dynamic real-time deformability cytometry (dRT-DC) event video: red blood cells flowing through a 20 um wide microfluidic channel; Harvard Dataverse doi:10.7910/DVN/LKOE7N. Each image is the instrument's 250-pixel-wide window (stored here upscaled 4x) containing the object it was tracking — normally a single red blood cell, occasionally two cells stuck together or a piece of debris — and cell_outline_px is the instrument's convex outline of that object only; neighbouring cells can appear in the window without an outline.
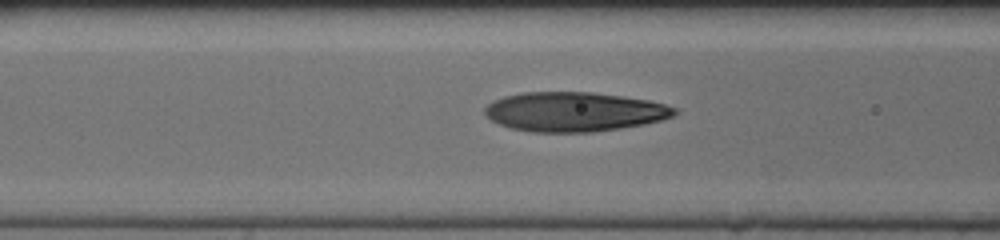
{"species": "human", "species_latin": "Homo sapiens", "temperature_condition": "cold", "stored_images_in_passage": 16, "camera_frame_rate_fps": 3000, "um_per_image_px": 0.085, "donor": {"sex": "female"}, "frame": {"image": 1, "passage_image": 14, "time_ms": 4.333, "image_size_px": [1000, 240], "cell_outline_px": [[680, 112], [672, 116], [660, 120], [644, 124], [620, 128], [592, 132], [532, 132], [512, 128], [500, 124], [492, 120], [484, 112], [484, 108], [488, 104], [504, 96], [524, 92], [592, 92], [624, 96], [648, 100], [664, 104], [676, 108]], "centroid_in_image_um": [48.83, 9.49], "position_along_channel_um": 117.8, "area_um2": 43.47}}